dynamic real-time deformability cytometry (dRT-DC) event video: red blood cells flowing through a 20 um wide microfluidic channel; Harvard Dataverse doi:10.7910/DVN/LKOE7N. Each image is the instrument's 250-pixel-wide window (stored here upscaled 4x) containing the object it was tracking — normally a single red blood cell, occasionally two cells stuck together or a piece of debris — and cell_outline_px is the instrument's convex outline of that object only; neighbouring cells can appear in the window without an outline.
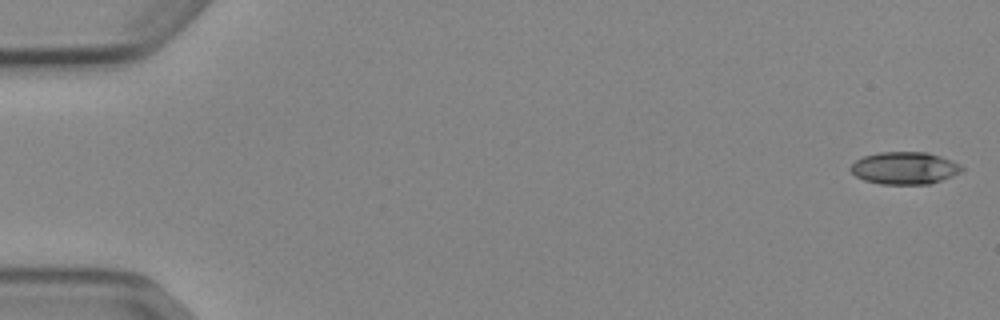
{"species": "Egyptian fruit bat (a non-hibernating species)", "species_latin": "Rousettus aegyptiacus", "temperature_condition": "cold", "stored_images_in_passage": 52, "camera_frame_rate_fps": 3000, "um_per_image_px": 0.085, "animal": {"sex": "female"}, "frame": {"image": 1, "passage_image": 1, "time_ms": 0.0, "image_size_px": [1000, 320], "cell_outline_px": [[964, 172], [928, 184], [880, 184], [864, 180], [856, 176], [848, 168], [856, 160], [864, 156], [880, 152], [928, 152], [952, 160], [960, 164], [964, 168]], "centroid_in_image_um": [76.91, 14.28], "position_along_channel_um": 8.1, "area_um2": 21.04}}
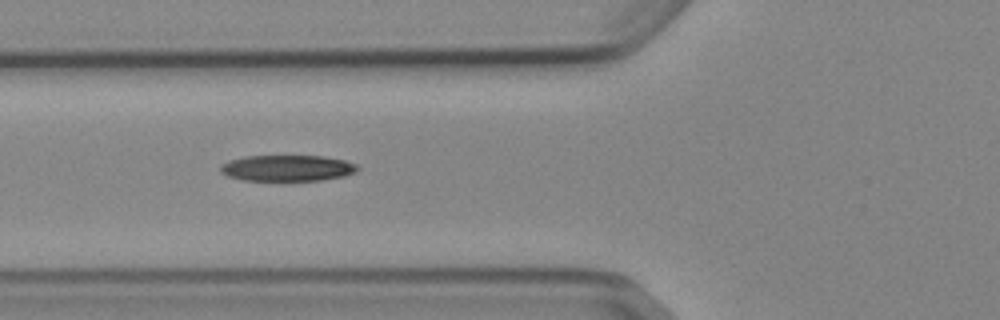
{"frame": {"image": 2, "passage_image": 20, "time_ms": 6.333, "image_size_px": [1000, 320], "cell_outline_px": [[360, 168], [356, 172], [344, 176], [320, 180], [244, 180], [228, 176], [220, 172], [220, 164], [228, 160], [244, 156], [324, 156], [344, 160], [356, 164]], "centroid_in_image_um": [24.41, 14.28], "position_along_channel_um": 101.4, "area_um2": 20.87}}
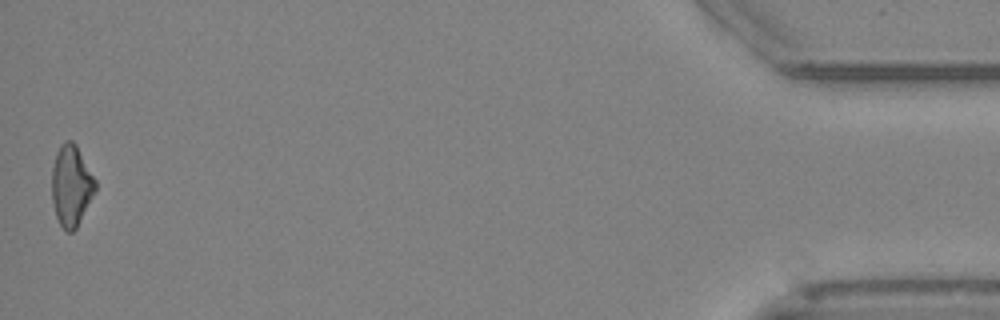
{"frame": {"image": 3, "passage_image": 52, "time_ms": 17.0, "image_size_px": [1000, 320], "cell_outline_px": [[96, 192], [76, 228], [72, 232], [68, 232], [60, 224], [56, 216], [52, 200], [52, 168], [56, 152], [60, 144], [64, 140], [72, 140], [76, 144], [96, 180]], "centroid_in_image_um": [6.06, 15.75], "position_along_channel_um": 429.1, "area_um2": 20.63}, "authors_computed_cell_mechanics": {"area_um2": 21.2126, "velocity_mm_per_s": 3.9025, "shape_relaxation_time_tau1_ms": 5.531, "shape_relaxation_time_tau2_ms": 8.5174, "deformation_change_tau1": 0.1654, "deformation_change_tau2": 0.1904}}